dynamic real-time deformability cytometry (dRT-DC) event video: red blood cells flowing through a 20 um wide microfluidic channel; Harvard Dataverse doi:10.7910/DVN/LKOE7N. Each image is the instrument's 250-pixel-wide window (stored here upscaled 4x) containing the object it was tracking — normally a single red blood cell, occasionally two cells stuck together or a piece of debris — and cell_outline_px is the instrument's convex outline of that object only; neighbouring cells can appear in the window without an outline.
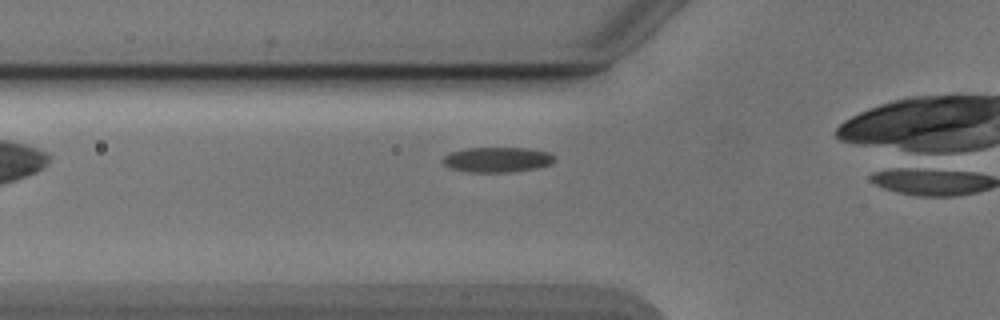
{"species": "Egyptian fruit bat (a non-hibernating species)", "species_latin": "Rousettus aegyptiacus", "temperature_condition": "cold", "stored_images_in_passage": 40, "camera_frame_rate_fps": 3000, "um_per_image_px": 0.085, "animal": {"sex": "male"}, "frame": {"image": 1, "passage_image": 15, "time_ms": 4.667, "image_size_px": [1000, 320], "cell_outline_px": [[556, 160], [552, 164], [536, 168], [512, 172], [468, 172], [448, 168], [440, 160], [444, 156], [452, 152], [464, 148], [528, 148], [548, 152], [556, 156]], "centroid_in_image_um": [42.27, 13.57], "position_along_channel_um": 83.5, "area_um2": 16.59}}
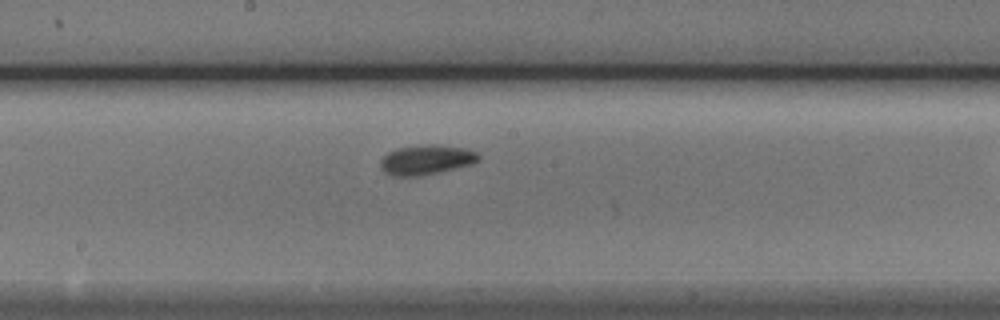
{"frame": {"image": 2, "passage_image": 25, "time_ms": 8.0, "image_size_px": [1000, 320], "cell_outline_px": [[480, 160], [472, 164], [420, 176], [392, 176], [384, 172], [380, 168], [380, 160], [388, 152], [396, 148], [432, 144], [436, 144], [464, 148], [476, 152], [480, 156]], "centroid_in_image_um": [36.21, 13.58], "position_along_channel_um": 212.0, "area_um2": 16.99}}
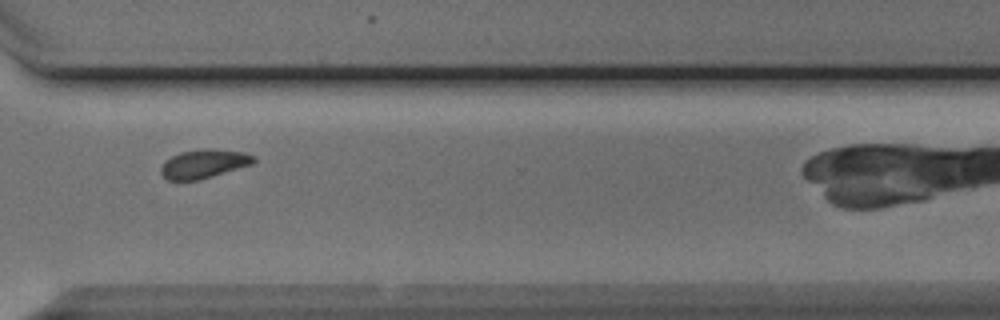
{"frame": {"image": 3, "passage_image": 36, "time_ms": 11.667, "image_size_px": [1000, 320], "cell_outline_px": [[256, 160], [252, 164], [200, 180], [168, 180], [160, 172], [160, 168], [164, 160], [180, 152], [204, 148], [212, 148], [244, 152], [256, 156]], "centroid_in_image_um": [17.33, 13.91], "position_along_channel_um": 353.3, "area_um2": 15.72}}